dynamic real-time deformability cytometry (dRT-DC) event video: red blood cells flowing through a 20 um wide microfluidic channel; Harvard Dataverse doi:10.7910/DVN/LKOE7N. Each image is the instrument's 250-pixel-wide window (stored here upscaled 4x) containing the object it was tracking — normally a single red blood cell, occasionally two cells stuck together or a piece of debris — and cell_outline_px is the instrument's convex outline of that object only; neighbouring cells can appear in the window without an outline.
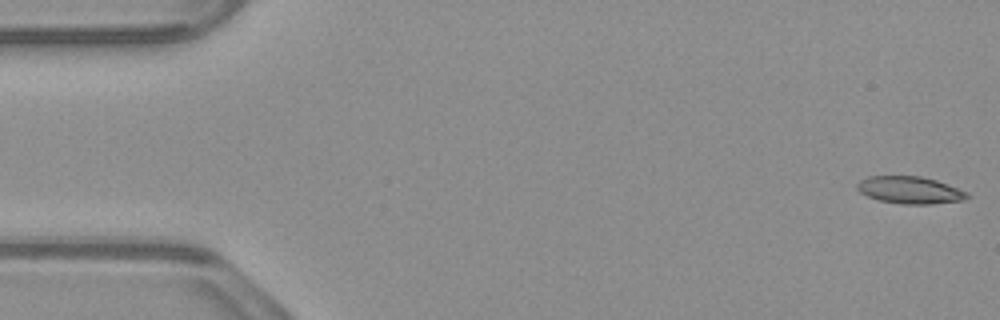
{"species": "common noctule bat (a hibernating species)", "species_latin": "Nyctalus noctula", "temperature_condition": "warm", "stored_images_in_passage": 53, "camera_frame_rate_fps": 3000, "um_per_image_px": 0.085, "animal": {"sex": "male", "body_mass_g": 23.1, "forearm_length_mm": 52.7}, "frame": {"image": 1, "passage_image": 1, "time_ms": 0.0, "image_size_px": [1000, 320], "cell_outline_px": [[972, 196], [964, 200], [932, 204], [900, 204], [880, 200], [868, 196], [860, 192], [856, 188], [856, 184], [860, 180], [868, 176], [920, 176], [936, 180], [948, 184], [968, 192]], "centroid_in_image_um": [77.37, 16.16], "position_along_channel_um": 7.6, "area_um2": 17.57}}
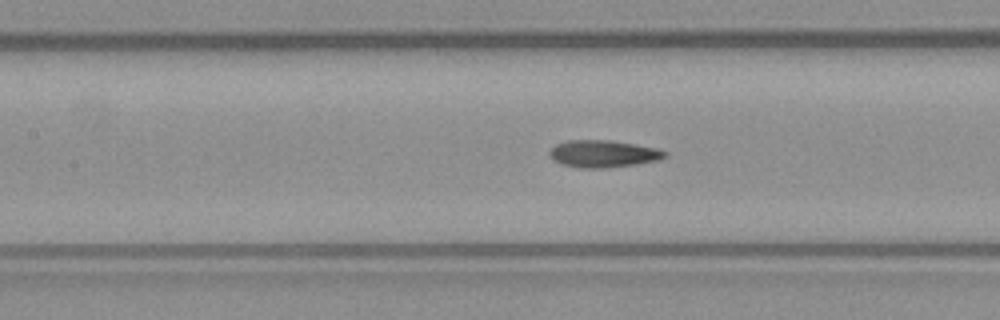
{"frame": {"image": 2, "passage_image": 23, "time_ms": 7.333, "image_size_px": [1000, 320], "cell_outline_px": [[668, 156], [660, 160], [636, 164], [604, 168], [580, 168], [560, 164], [552, 160], [548, 152], [556, 144], [568, 140], [612, 140], [660, 148], [668, 152]], "centroid_in_image_um": [51.31, 13.07], "position_along_channel_um": 156.1, "area_um2": 18.61}}
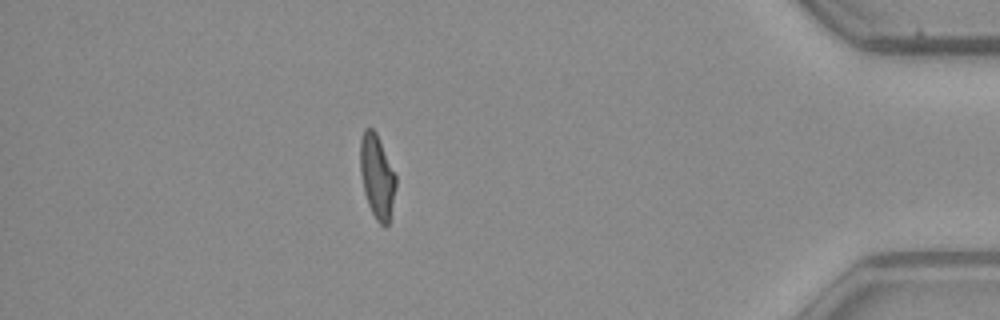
{"frame": {"image": 3, "passage_image": 46, "time_ms": 15.0, "image_size_px": [1000, 320], "cell_outline_px": [[396, 188], [388, 224], [384, 228], [376, 220], [368, 204], [364, 192], [360, 172], [360, 140], [364, 128], [372, 128], [376, 132], [396, 176]], "centroid_in_image_um": [32.04, 15.0], "position_along_channel_um": 403.2, "area_um2": 17.34}, "authors_computed_cell_mechanics": {"area_um2": 17.8602, "velocity_mm_per_s": 3.8966, "shape_relaxation_time_tau1_ms": 8.85, "shape_relaxation_time_tau2_ms": 1.9236, "deformation_change_tau1": 0.2424, "deformation_change_tau2": 0.0993}}